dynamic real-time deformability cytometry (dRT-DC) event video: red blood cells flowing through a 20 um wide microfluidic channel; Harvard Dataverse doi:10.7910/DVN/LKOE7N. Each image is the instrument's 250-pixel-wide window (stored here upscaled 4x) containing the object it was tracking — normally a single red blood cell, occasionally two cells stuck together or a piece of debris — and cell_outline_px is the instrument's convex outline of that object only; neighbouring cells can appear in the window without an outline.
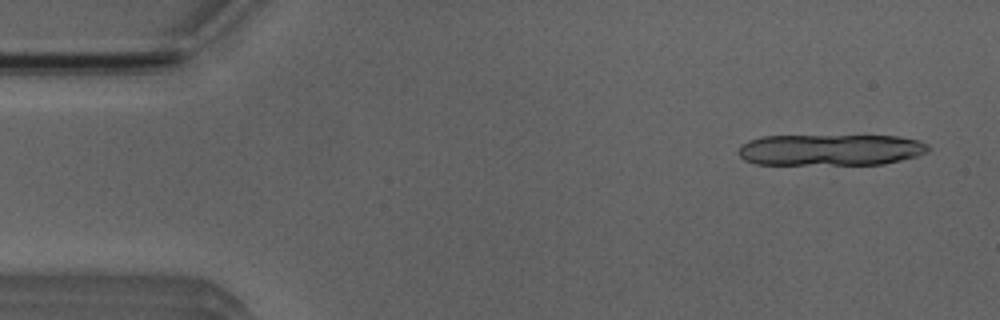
{"species": "Egyptian fruit bat (a non-hibernating species)", "species_latin": "Rousettus aegyptiacus", "temperature_condition": "room temperature", "stored_images_in_passage": 6, "camera_frame_rate_fps": 3000, "um_per_image_px": 0.085, "animal": {"sex": "male"}, "frame": {"image": 1, "passage_image": 1, "time_ms": 0.0, "image_size_px": [1000, 320], "cell_outline_px": [[928, 152], [916, 156], [884, 164], [756, 164], [744, 160], [736, 152], [748, 140], [760, 136], [896, 136], [920, 140], [928, 144]], "centroid_in_image_um": [70.58, 12.73], "position_along_channel_um": 14.4, "area_um2": 34.68}}